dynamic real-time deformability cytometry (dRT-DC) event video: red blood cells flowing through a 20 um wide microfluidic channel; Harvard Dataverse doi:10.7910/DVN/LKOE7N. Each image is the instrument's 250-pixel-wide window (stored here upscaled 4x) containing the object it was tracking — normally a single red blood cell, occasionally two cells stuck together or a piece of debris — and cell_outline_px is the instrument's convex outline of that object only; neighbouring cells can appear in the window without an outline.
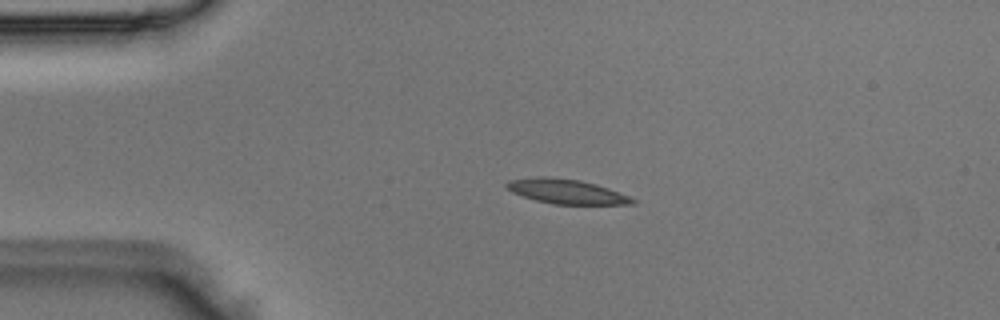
{"species": "Egyptian fruit bat (a non-hibernating species)", "species_latin": "Rousettus aegyptiacus", "temperature_condition": "room temperature", "stored_images_in_passage": 3, "camera_frame_rate_fps": 3000, "um_per_image_px": 0.085, "animal": {"sex": "male"}, "frame": {"image": 1, "passage_image": 2, "time_ms": 0.333, "image_size_px": [1000, 320], "cell_outline_px": [[636, 204], [552, 204], [536, 200], [512, 192], [504, 184], [508, 180], [536, 176], [548, 176], [580, 180], [596, 184], [608, 188], [628, 196], [636, 200]], "centroid_in_image_um": [48.12, 16.26], "position_along_channel_um": 36.9, "area_um2": 17.98}}